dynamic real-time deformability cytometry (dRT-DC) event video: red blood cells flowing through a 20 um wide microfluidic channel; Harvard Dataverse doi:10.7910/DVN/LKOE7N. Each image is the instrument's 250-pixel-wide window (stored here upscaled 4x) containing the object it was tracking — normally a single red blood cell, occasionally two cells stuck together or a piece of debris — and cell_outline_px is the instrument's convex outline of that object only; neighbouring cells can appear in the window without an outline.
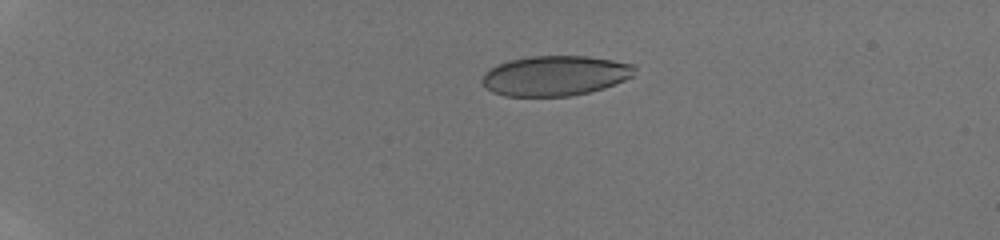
{"species": "human", "species_latin": "Homo sapiens", "temperature_condition": "room temperature", "stored_images_in_passage": 40, "camera_frame_rate_fps": 3000, "um_per_image_px": 0.085, "donor": {"sex": "male"}, "frame": {"image": 1, "passage_image": 1, "time_ms": 0.0, "image_size_px": [1000, 240], "cell_outline_px": [[636, 68], [632, 76], [616, 84], [604, 88], [588, 92], [568, 96], [504, 96], [492, 92], [484, 88], [480, 80], [484, 72], [488, 68], [496, 64], [508, 60], [532, 56], [588, 56], [636, 64]], "centroid_in_image_um": [47.14, 6.43], "position_along_channel_um": 37.9, "area_um2": 36.01}}
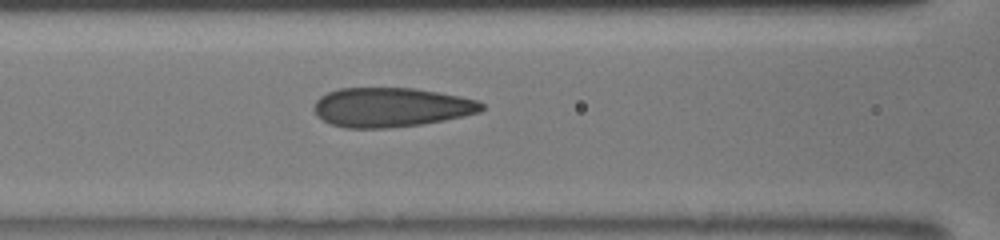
{"frame": {"image": 2, "passage_image": 14, "time_ms": 4.333, "image_size_px": [1000, 240], "cell_outline_px": [[484, 108], [480, 112], [464, 116], [444, 120], [420, 124], [388, 128], [344, 128], [332, 124], [316, 116], [312, 108], [316, 100], [320, 96], [328, 92], [340, 88], [416, 88], [460, 96], [476, 100], [484, 104]], "centroid_in_image_um": [33.22, 9.12], "position_along_channel_um": 133.4, "area_um2": 38.55}}
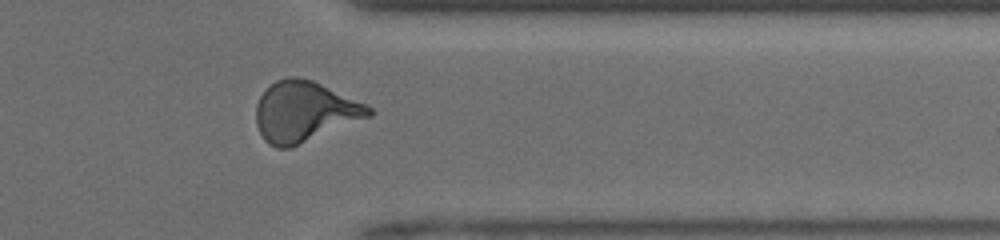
{"frame": {"image": 3, "passage_image": 32, "time_ms": 10.333, "image_size_px": [1000, 240], "cell_outline_px": [[376, 112], [372, 116], [292, 148], [276, 148], [268, 144], [264, 140], [256, 124], [256, 104], [260, 96], [276, 80], [288, 76], [296, 76], [312, 80], [364, 104], [372, 108]], "centroid_in_image_um": [25.87, 9.51], "position_along_channel_um": 385.5, "area_um2": 39.77}, "authors_computed_cell_mechanics": {"area_um2": 37.57, "velocity_mm_per_s": 4.2296, "shape_relaxation_time_tau1_ms": 6.1163, "shape_relaxation_time_tau2_ms": 0.7475, "deformation_change_tau1": 0.2088, "deformation_change_tau2": 0.0791}}